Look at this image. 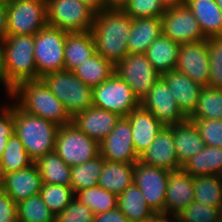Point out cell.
<instances>
[{
  "mask_svg": "<svg viewBox=\"0 0 222 222\" xmlns=\"http://www.w3.org/2000/svg\"><path fill=\"white\" fill-rule=\"evenodd\" d=\"M132 18L122 8H108L95 15L91 33L96 52L114 65L129 53L127 41Z\"/></svg>",
  "mask_w": 222,
  "mask_h": 222,
  "instance_id": "obj_1",
  "label": "cell"
},
{
  "mask_svg": "<svg viewBox=\"0 0 222 222\" xmlns=\"http://www.w3.org/2000/svg\"><path fill=\"white\" fill-rule=\"evenodd\" d=\"M9 97L25 112L42 117L57 126L71 124L72 118L66 112L62 102L50 91L40 78L19 83Z\"/></svg>",
  "mask_w": 222,
  "mask_h": 222,
  "instance_id": "obj_2",
  "label": "cell"
},
{
  "mask_svg": "<svg viewBox=\"0 0 222 222\" xmlns=\"http://www.w3.org/2000/svg\"><path fill=\"white\" fill-rule=\"evenodd\" d=\"M13 119L14 133L33 162L55 150L59 126L23 111L16 103H13Z\"/></svg>",
  "mask_w": 222,
  "mask_h": 222,
  "instance_id": "obj_3",
  "label": "cell"
},
{
  "mask_svg": "<svg viewBox=\"0 0 222 222\" xmlns=\"http://www.w3.org/2000/svg\"><path fill=\"white\" fill-rule=\"evenodd\" d=\"M35 35H7L1 43L6 83L14 89L19 83L40 79L34 58Z\"/></svg>",
  "mask_w": 222,
  "mask_h": 222,
  "instance_id": "obj_4",
  "label": "cell"
},
{
  "mask_svg": "<svg viewBox=\"0 0 222 222\" xmlns=\"http://www.w3.org/2000/svg\"><path fill=\"white\" fill-rule=\"evenodd\" d=\"M41 79L62 102L71 118L93 105V88L75 76L73 71L63 69L45 74Z\"/></svg>",
  "mask_w": 222,
  "mask_h": 222,
  "instance_id": "obj_5",
  "label": "cell"
},
{
  "mask_svg": "<svg viewBox=\"0 0 222 222\" xmlns=\"http://www.w3.org/2000/svg\"><path fill=\"white\" fill-rule=\"evenodd\" d=\"M47 22L67 33L91 31L96 13L80 0H46Z\"/></svg>",
  "mask_w": 222,
  "mask_h": 222,
  "instance_id": "obj_6",
  "label": "cell"
},
{
  "mask_svg": "<svg viewBox=\"0 0 222 222\" xmlns=\"http://www.w3.org/2000/svg\"><path fill=\"white\" fill-rule=\"evenodd\" d=\"M47 25L46 0L7 2V35H35Z\"/></svg>",
  "mask_w": 222,
  "mask_h": 222,
  "instance_id": "obj_7",
  "label": "cell"
},
{
  "mask_svg": "<svg viewBox=\"0 0 222 222\" xmlns=\"http://www.w3.org/2000/svg\"><path fill=\"white\" fill-rule=\"evenodd\" d=\"M54 151L69 167L81 165L100 154L99 143L73 123L59 127Z\"/></svg>",
  "mask_w": 222,
  "mask_h": 222,
  "instance_id": "obj_8",
  "label": "cell"
},
{
  "mask_svg": "<svg viewBox=\"0 0 222 222\" xmlns=\"http://www.w3.org/2000/svg\"><path fill=\"white\" fill-rule=\"evenodd\" d=\"M67 32L47 25L35 34L34 58L39 78L64 69V45Z\"/></svg>",
  "mask_w": 222,
  "mask_h": 222,
  "instance_id": "obj_9",
  "label": "cell"
},
{
  "mask_svg": "<svg viewBox=\"0 0 222 222\" xmlns=\"http://www.w3.org/2000/svg\"><path fill=\"white\" fill-rule=\"evenodd\" d=\"M93 106L126 117L140 106L126 81L113 74L109 79L93 88Z\"/></svg>",
  "mask_w": 222,
  "mask_h": 222,
  "instance_id": "obj_10",
  "label": "cell"
},
{
  "mask_svg": "<svg viewBox=\"0 0 222 222\" xmlns=\"http://www.w3.org/2000/svg\"><path fill=\"white\" fill-rule=\"evenodd\" d=\"M115 75L127 82L140 103L161 77L145 54H128L115 64Z\"/></svg>",
  "mask_w": 222,
  "mask_h": 222,
  "instance_id": "obj_11",
  "label": "cell"
},
{
  "mask_svg": "<svg viewBox=\"0 0 222 222\" xmlns=\"http://www.w3.org/2000/svg\"><path fill=\"white\" fill-rule=\"evenodd\" d=\"M169 170L146 165L141 161L134 163L133 183L137 185L147 205L153 212H165V194Z\"/></svg>",
  "mask_w": 222,
  "mask_h": 222,
  "instance_id": "obj_12",
  "label": "cell"
},
{
  "mask_svg": "<svg viewBox=\"0 0 222 222\" xmlns=\"http://www.w3.org/2000/svg\"><path fill=\"white\" fill-rule=\"evenodd\" d=\"M161 20L163 34L174 42L184 44L206 39L196 17L186 4L166 9Z\"/></svg>",
  "mask_w": 222,
  "mask_h": 222,
  "instance_id": "obj_13",
  "label": "cell"
},
{
  "mask_svg": "<svg viewBox=\"0 0 222 222\" xmlns=\"http://www.w3.org/2000/svg\"><path fill=\"white\" fill-rule=\"evenodd\" d=\"M140 105L151 112L165 127L174 126L188 120L162 77L150 89Z\"/></svg>",
  "mask_w": 222,
  "mask_h": 222,
  "instance_id": "obj_14",
  "label": "cell"
},
{
  "mask_svg": "<svg viewBox=\"0 0 222 222\" xmlns=\"http://www.w3.org/2000/svg\"><path fill=\"white\" fill-rule=\"evenodd\" d=\"M175 69L201 86H209L210 59L206 39L180 44Z\"/></svg>",
  "mask_w": 222,
  "mask_h": 222,
  "instance_id": "obj_15",
  "label": "cell"
},
{
  "mask_svg": "<svg viewBox=\"0 0 222 222\" xmlns=\"http://www.w3.org/2000/svg\"><path fill=\"white\" fill-rule=\"evenodd\" d=\"M100 155L104 160L122 163H135L136 154L131 133L130 122L121 117L111 133L99 143Z\"/></svg>",
  "mask_w": 222,
  "mask_h": 222,
  "instance_id": "obj_16",
  "label": "cell"
},
{
  "mask_svg": "<svg viewBox=\"0 0 222 222\" xmlns=\"http://www.w3.org/2000/svg\"><path fill=\"white\" fill-rule=\"evenodd\" d=\"M42 178L34 162L30 166L0 177V188L17 204L29 197L39 194Z\"/></svg>",
  "mask_w": 222,
  "mask_h": 222,
  "instance_id": "obj_17",
  "label": "cell"
},
{
  "mask_svg": "<svg viewBox=\"0 0 222 222\" xmlns=\"http://www.w3.org/2000/svg\"><path fill=\"white\" fill-rule=\"evenodd\" d=\"M146 165L167 169L182 168L174 146L173 126H164L151 145L139 157Z\"/></svg>",
  "mask_w": 222,
  "mask_h": 222,
  "instance_id": "obj_18",
  "label": "cell"
},
{
  "mask_svg": "<svg viewBox=\"0 0 222 222\" xmlns=\"http://www.w3.org/2000/svg\"><path fill=\"white\" fill-rule=\"evenodd\" d=\"M120 118L121 116L116 113L92 105L77 113L72 118V123L91 139L100 143L111 133Z\"/></svg>",
  "mask_w": 222,
  "mask_h": 222,
  "instance_id": "obj_19",
  "label": "cell"
},
{
  "mask_svg": "<svg viewBox=\"0 0 222 222\" xmlns=\"http://www.w3.org/2000/svg\"><path fill=\"white\" fill-rule=\"evenodd\" d=\"M193 177L183 168L169 171L165 194V213L177 215L194 201Z\"/></svg>",
  "mask_w": 222,
  "mask_h": 222,
  "instance_id": "obj_20",
  "label": "cell"
},
{
  "mask_svg": "<svg viewBox=\"0 0 222 222\" xmlns=\"http://www.w3.org/2000/svg\"><path fill=\"white\" fill-rule=\"evenodd\" d=\"M161 77L165 80L182 113L189 118L195 111L203 86L176 69Z\"/></svg>",
  "mask_w": 222,
  "mask_h": 222,
  "instance_id": "obj_21",
  "label": "cell"
},
{
  "mask_svg": "<svg viewBox=\"0 0 222 222\" xmlns=\"http://www.w3.org/2000/svg\"><path fill=\"white\" fill-rule=\"evenodd\" d=\"M126 118L130 122L135 152L140 157L164 126L141 105L132 110Z\"/></svg>",
  "mask_w": 222,
  "mask_h": 222,
  "instance_id": "obj_22",
  "label": "cell"
},
{
  "mask_svg": "<svg viewBox=\"0 0 222 222\" xmlns=\"http://www.w3.org/2000/svg\"><path fill=\"white\" fill-rule=\"evenodd\" d=\"M161 34H163L161 17L132 19L127 41L128 53L145 54L150 44Z\"/></svg>",
  "mask_w": 222,
  "mask_h": 222,
  "instance_id": "obj_23",
  "label": "cell"
},
{
  "mask_svg": "<svg viewBox=\"0 0 222 222\" xmlns=\"http://www.w3.org/2000/svg\"><path fill=\"white\" fill-rule=\"evenodd\" d=\"M96 53L91 31L67 33L64 45V69L73 71Z\"/></svg>",
  "mask_w": 222,
  "mask_h": 222,
  "instance_id": "obj_24",
  "label": "cell"
},
{
  "mask_svg": "<svg viewBox=\"0 0 222 222\" xmlns=\"http://www.w3.org/2000/svg\"><path fill=\"white\" fill-rule=\"evenodd\" d=\"M173 139L178 160L181 165L191 159L196 153L203 150L206 146L198 132V128L190 120L173 126Z\"/></svg>",
  "mask_w": 222,
  "mask_h": 222,
  "instance_id": "obj_25",
  "label": "cell"
},
{
  "mask_svg": "<svg viewBox=\"0 0 222 222\" xmlns=\"http://www.w3.org/2000/svg\"><path fill=\"white\" fill-rule=\"evenodd\" d=\"M205 38L222 36V11L216 0H186Z\"/></svg>",
  "mask_w": 222,
  "mask_h": 222,
  "instance_id": "obj_26",
  "label": "cell"
},
{
  "mask_svg": "<svg viewBox=\"0 0 222 222\" xmlns=\"http://www.w3.org/2000/svg\"><path fill=\"white\" fill-rule=\"evenodd\" d=\"M179 51V43L161 34L150 44L145 55L154 69L162 75L175 69Z\"/></svg>",
  "mask_w": 222,
  "mask_h": 222,
  "instance_id": "obj_27",
  "label": "cell"
},
{
  "mask_svg": "<svg viewBox=\"0 0 222 222\" xmlns=\"http://www.w3.org/2000/svg\"><path fill=\"white\" fill-rule=\"evenodd\" d=\"M134 163L104 160L98 186L119 196L133 183Z\"/></svg>",
  "mask_w": 222,
  "mask_h": 222,
  "instance_id": "obj_28",
  "label": "cell"
},
{
  "mask_svg": "<svg viewBox=\"0 0 222 222\" xmlns=\"http://www.w3.org/2000/svg\"><path fill=\"white\" fill-rule=\"evenodd\" d=\"M182 168L192 177L222 176V148L205 146L203 150L185 162Z\"/></svg>",
  "mask_w": 222,
  "mask_h": 222,
  "instance_id": "obj_29",
  "label": "cell"
},
{
  "mask_svg": "<svg viewBox=\"0 0 222 222\" xmlns=\"http://www.w3.org/2000/svg\"><path fill=\"white\" fill-rule=\"evenodd\" d=\"M117 207L130 222H143L153 210L147 205L141 189L132 183L119 196Z\"/></svg>",
  "mask_w": 222,
  "mask_h": 222,
  "instance_id": "obj_30",
  "label": "cell"
},
{
  "mask_svg": "<svg viewBox=\"0 0 222 222\" xmlns=\"http://www.w3.org/2000/svg\"><path fill=\"white\" fill-rule=\"evenodd\" d=\"M73 72L81 81L94 88L115 74V65L96 52Z\"/></svg>",
  "mask_w": 222,
  "mask_h": 222,
  "instance_id": "obj_31",
  "label": "cell"
},
{
  "mask_svg": "<svg viewBox=\"0 0 222 222\" xmlns=\"http://www.w3.org/2000/svg\"><path fill=\"white\" fill-rule=\"evenodd\" d=\"M45 184L71 185V167L55 151L40 157L36 162Z\"/></svg>",
  "mask_w": 222,
  "mask_h": 222,
  "instance_id": "obj_32",
  "label": "cell"
},
{
  "mask_svg": "<svg viewBox=\"0 0 222 222\" xmlns=\"http://www.w3.org/2000/svg\"><path fill=\"white\" fill-rule=\"evenodd\" d=\"M104 166V159L99 154L81 165L71 167V185L74 194L83 189L98 185Z\"/></svg>",
  "mask_w": 222,
  "mask_h": 222,
  "instance_id": "obj_33",
  "label": "cell"
},
{
  "mask_svg": "<svg viewBox=\"0 0 222 222\" xmlns=\"http://www.w3.org/2000/svg\"><path fill=\"white\" fill-rule=\"evenodd\" d=\"M33 163L21 140L13 133L9 137L5 150L0 158V177L6 173L22 170Z\"/></svg>",
  "mask_w": 222,
  "mask_h": 222,
  "instance_id": "obj_34",
  "label": "cell"
},
{
  "mask_svg": "<svg viewBox=\"0 0 222 222\" xmlns=\"http://www.w3.org/2000/svg\"><path fill=\"white\" fill-rule=\"evenodd\" d=\"M194 201L222 209V176L193 177Z\"/></svg>",
  "mask_w": 222,
  "mask_h": 222,
  "instance_id": "obj_35",
  "label": "cell"
},
{
  "mask_svg": "<svg viewBox=\"0 0 222 222\" xmlns=\"http://www.w3.org/2000/svg\"><path fill=\"white\" fill-rule=\"evenodd\" d=\"M74 198L87 205L95 215L117 208L118 196L101 186L79 190Z\"/></svg>",
  "mask_w": 222,
  "mask_h": 222,
  "instance_id": "obj_36",
  "label": "cell"
},
{
  "mask_svg": "<svg viewBox=\"0 0 222 222\" xmlns=\"http://www.w3.org/2000/svg\"><path fill=\"white\" fill-rule=\"evenodd\" d=\"M188 119L222 120V89L203 87L197 107Z\"/></svg>",
  "mask_w": 222,
  "mask_h": 222,
  "instance_id": "obj_37",
  "label": "cell"
},
{
  "mask_svg": "<svg viewBox=\"0 0 222 222\" xmlns=\"http://www.w3.org/2000/svg\"><path fill=\"white\" fill-rule=\"evenodd\" d=\"M17 218L18 222H55L56 216L36 194L17 203Z\"/></svg>",
  "mask_w": 222,
  "mask_h": 222,
  "instance_id": "obj_38",
  "label": "cell"
},
{
  "mask_svg": "<svg viewBox=\"0 0 222 222\" xmlns=\"http://www.w3.org/2000/svg\"><path fill=\"white\" fill-rule=\"evenodd\" d=\"M40 196L49 210L57 216L74 199V192L70 186L58 184H42Z\"/></svg>",
  "mask_w": 222,
  "mask_h": 222,
  "instance_id": "obj_39",
  "label": "cell"
},
{
  "mask_svg": "<svg viewBox=\"0 0 222 222\" xmlns=\"http://www.w3.org/2000/svg\"><path fill=\"white\" fill-rule=\"evenodd\" d=\"M175 218L180 222H220L222 209L192 201L188 207L175 215Z\"/></svg>",
  "mask_w": 222,
  "mask_h": 222,
  "instance_id": "obj_40",
  "label": "cell"
},
{
  "mask_svg": "<svg viewBox=\"0 0 222 222\" xmlns=\"http://www.w3.org/2000/svg\"><path fill=\"white\" fill-rule=\"evenodd\" d=\"M210 59L209 86L222 89V36L206 38Z\"/></svg>",
  "mask_w": 222,
  "mask_h": 222,
  "instance_id": "obj_41",
  "label": "cell"
},
{
  "mask_svg": "<svg viewBox=\"0 0 222 222\" xmlns=\"http://www.w3.org/2000/svg\"><path fill=\"white\" fill-rule=\"evenodd\" d=\"M122 9L132 19L158 18L166 11L160 0H129Z\"/></svg>",
  "mask_w": 222,
  "mask_h": 222,
  "instance_id": "obj_42",
  "label": "cell"
},
{
  "mask_svg": "<svg viewBox=\"0 0 222 222\" xmlns=\"http://www.w3.org/2000/svg\"><path fill=\"white\" fill-rule=\"evenodd\" d=\"M198 128L206 146L222 148V120L188 119Z\"/></svg>",
  "mask_w": 222,
  "mask_h": 222,
  "instance_id": "obj_43",
  "label": "cell"
},
{
  "mask_svg": "<svg viewBox=\"0 0 222 222\" xmlns=\"http://www.w3.org/2000/svg\"><path fill=\"white\" fill-rule=\"evenodd\" d=\"M93 211L85 204L73 199L55 218V222H93Z\"/></svg>",
  "mask_w": 222,
  "mask_h": 222,
  "instance_id": "obj_44",
  "label": "cell"
},
{
  "mask_svg": "<svg viewBox=\"0 0 222 222\" xmlns=\"http://www.w3.org/2000/svg\"><path fill=\"white\" fill-rule=\"evenodd\" d=\"M7 105H3V108L0 110V158L9 137L14 133L13 104Z\"/></svg>",
  "mask_w": 222,
  "mask_h": 222,
  "instance_id": "obj_45",
  "label": "cell"
},
{
  "mask_svg": "<svg viewBox=\"0 0 222 222\" xmlns=\"http://www.w3.org/2000/svg\"><path fill=\"white\" fill-rule=\"evenodd\" d=\"M0 222H18L17 204L0 188Z\"/></svg>",
  "mask_w": 222,
  "mask_h": 222,
  "instance_id": "obj_46",
  "label": "cell"
},
{
  "mask_svg": "<svg viewBox=\"0 0 222 222\" xmlns=\"http://www.w3.org/2000/svg\"><path fill=\"white\" fill-rule=\"evenodd\" d=\"M93 222H130L117 207L107 212L94 215Z\"/></svg>",
  "mask_w": 222,
  "mask_h": 222,
  "instance_id": "obj_47",
  "label": "cell"
},
{
  "mask_svg": "<svg viewBox=\"0 0 222 222\" xmlns=\"http://www.w3.org/2000/svg\"><path fill=\"white\" fill-rule=\"evenodd\" d=\"M96 14L110 8L108 0H80Z\"/></svg>",
  "mask_w": 222,
  "mask_h": 222,
  "instance_id": "obj_48",
  "label": "cell"
},
{
  "mask_svg": "<svg viewBox=\"0 0 222 222\" xmlns=\"http://www.w3.org/2000/svg\"><path fill=\"white\" fill-rule=\"evenodd\" d=\"M7 36V5H0V43Z\"/></svg>",
  "mask_w": 222,
  "mask_h": 222,
  "instance_id": "obj_49",
  "label": "cell"
},
{
  "mask_svg": "<svg viewBox=\"0 0 222 222\" xmlns=\"http://www.w3.org/2000/svg\"><path fill=\"white\" fill-rule=\"evenodd\" d=\"M175 216L169 215L165 212H153L143 222H172Z\"/></svg>",
  "mask_w": 222,
  "mask_h": 222,
  "instance_id": "obj_50",
  "label": "cell"
},
{
  "mask_svg": "<svg viewBox=\"0 0 222 222\" xmlns=\"http://www.w3.org/2000/svg\"><path fill=\"white\" fill-rule=\"evenodd\" d=\"M1 83L5 86V90L8 93V96H10L13 89L6 83L5 80L4 70H3L2 45L0 43V84Z\"/></svg>",
  "mask_w": 222,
  "mask_h": 222,
  "instance_id": "obj_51",
  "label": "cell"
},
{
  "mask_svg": "<svg viewBox=\"0 0 222 222\" xmlns=\"http://www.w3.org/2000/svg\"><path fill=\"white\" fill-rule=\"evenodd\" d=\"M165 9L174 8L186 4V0H160Z\"/></svg>",
  "mask_w": 222,
  "mask_h": 222,
  "instance_id": "obj_52",
  "label": "cell"
},
{
  "mask_svg": "<svg viewBox=\"0 0 222 222\" xmlns=\"http://www.w3.org/2000/svg\"><path fill=\"white\" fill-rule=\"evenodd\" d=\"M110 8H122L129 0H108Z\"/></svg>",
  "mask_w": 222,
  "mask_h": 222,
  "instance_id": "obj_53",
  "label": "cell"
},
{
  "mask_svg": "<svg viewBox=\"0 0 222 222\" xmlns=\"http://www.w3.org/2000/svg\"><path fill=\"white\" fill-rule=\"evenodd\" d=\"M216 3L218 4V6L220 7L222 11V0H216Z\"/></svg>",
  "mask_w": 222,
  "mask_h": 222,
  "instance_id": "obj_54",
  "label": "cell"
},
{
  "mask_svg": "<svg viewBox=\"0 0 222 222\" xmlns=\"http://www.w3.org/2000/svg\"><path fill=\"white\" fill-rule=\"evenodd\" d=\"M7 0H0V5H7Z\"/></svg>",
  "mask_w": 222,
  "mask_h": 222,
  "instance_id": "obj_55",
  "label": "cell"
},
{
  "mask_svg": "<svg viewBox=\"0 0 222 222\" xmlns=\"http://www.w3.org/2000/svg\"><path fill=\"white\" fill-rule=\"evenodd\" d=\"M172 222H180V221L174 217Z\"/></svg>",
  "mask_w": 222,
  "mask_h": 222,
  "instance_id": "obj_56",
  "label": "cell"
}]
</instances>
